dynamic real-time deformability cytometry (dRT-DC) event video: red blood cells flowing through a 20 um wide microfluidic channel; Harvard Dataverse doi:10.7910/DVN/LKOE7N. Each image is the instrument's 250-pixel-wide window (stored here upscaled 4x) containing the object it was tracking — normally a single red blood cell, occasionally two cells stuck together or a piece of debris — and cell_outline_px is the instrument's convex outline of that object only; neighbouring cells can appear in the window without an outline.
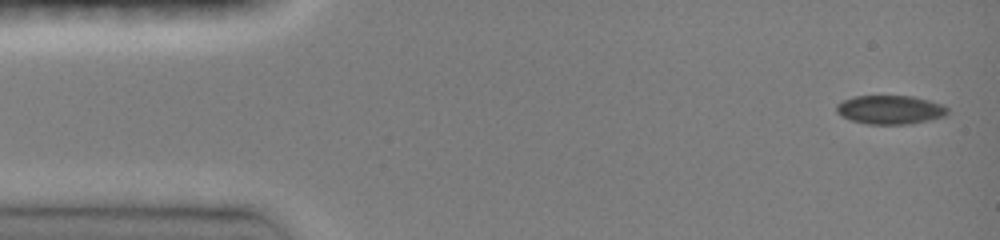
{"species": "common noctule bat (a hibernating species)", "species_latin": "Nyctalus noctula", "temperature_condition": "room temperature", "stored_images_in_passage": 42, "camera_frame_rate_fps": 3000, "um_per_image_px": 0.085, "animal": {"sex": "female", "body_mass_g": 19.0, "forearm_length_mm": 51.5}, "frame": {"image": 1, "passage_image": 1, "time_ms": 0.0, "image_size_px": [1000, 240], "cell_outline_px": [[948, 112], [944, 116], [928, 120], [908, 124], [868, 124], [852, 120], [836, 112], [836, 104], [844, 100], [856, 96], [912, 96], [944, 104], [948, 108]], "centroid_in_image_um": [75.68, 9.32], "position_along_channel_um": 9.3, "area_um2": 18.5}}
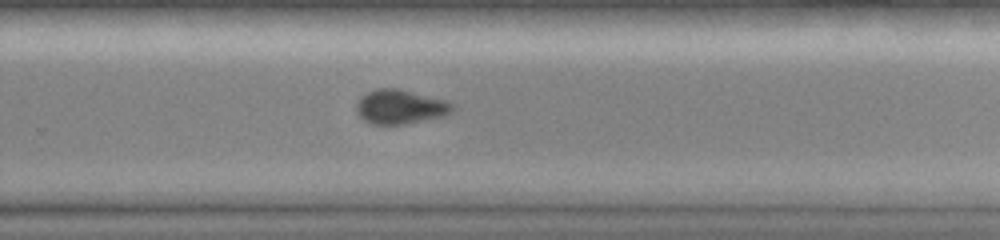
{"frame": {"image": 2, "passage_image": 26, "time_ms": 8.333, "image_size_px": [1000, 240], "cell_outline_px": [[456, 108], [452, 112], [444, 116], [404, 124], [372, 124], [364, 120], [356, 112], [356, 104], [360, 96], [376, 88], [396, 88], [448, 100], [456, 104]], "centroid_in_image_um": [34.06, 9.07], "position_along_channel_um": 295.7, "area_um2": 19.42}}
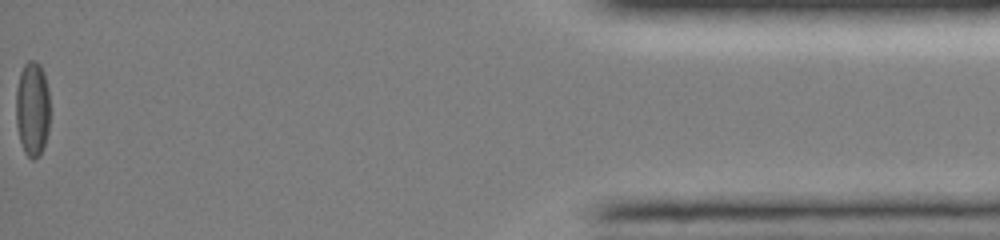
{"frame": {"image": 3, "passage_image": 42, "time_ms": 13.667, "image_size_px": [1000, 240], "cell_outline_px": [[48, 132], [44, 148], [40, 156], [32, 160], [24, 152], [20, 140], [16, 124], [16, 88], [20, 72], [24, 64], [28, 60], [36, 60], [40, 64], [44, 72], [48, 88]], "centroid_in_image_um": [2.75, 9.24], "position_along_channel_um": 432.5, "area_um2": 19.02}, "authors_computed_cell_mechanics": {"area_um2": 19.3052, "velocity_mm_per_s": 4.1075, "shape_relaxation_time_tau1_ms": null, "shape_relaxation_time_tau2_ms": 2.0255, "deformation_change_tau1": null, "deformation_change_tau2": 0.0505}}